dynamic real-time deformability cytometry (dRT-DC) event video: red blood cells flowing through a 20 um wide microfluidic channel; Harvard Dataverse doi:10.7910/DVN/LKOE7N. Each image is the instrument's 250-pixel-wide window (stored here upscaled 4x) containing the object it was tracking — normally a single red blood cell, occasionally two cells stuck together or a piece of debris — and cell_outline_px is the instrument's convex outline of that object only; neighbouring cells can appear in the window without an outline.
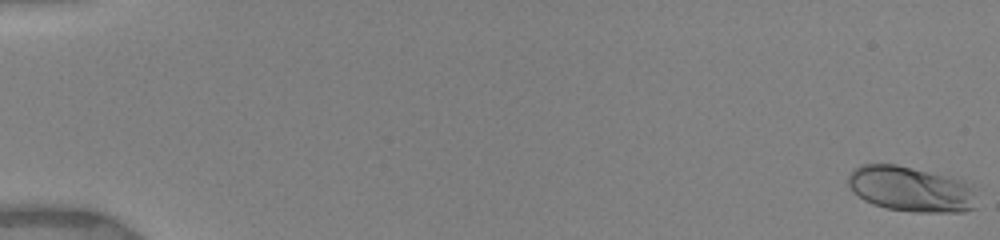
{"species": "human", "species_latin": "Homo sapiens", "temperature_condition": "warm", "stored_images_in_passage": 36, "camera_frame_rate_fps": 3000, "um_per_image_px": 0.085, "donor": {"sex": "female"}, "frame": {"image": 1, "passage_image": 1, "time_ms": 0.0, "image_size_px": [1000, 240], "cell_outline_px": [[976, 208], [964, 212], [916, 212], [884, 208], [872, 204], [864, 200], [848, 184], [848, 176], [852, 168], [860, 164], [896, 164], [948, 176], [964, 180], [972, 184], [976, 188]], "centroid_in_image_um": [77.48, 16.07], "position_along_channel_um": 7.5, "area_um2": 34.45}}
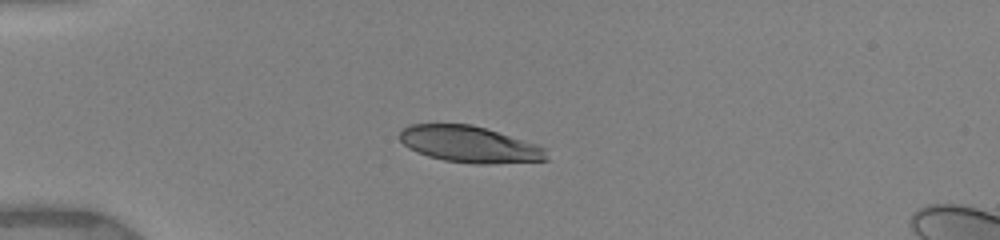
{"frame": {"image": 2, "passage_image": 29, "time_ms": 4.667, "image_size_px": [1000, 240], "cell_outline_px": [[548, 160], [488, 164], [476, 164], [444, 160], [428, 156], [416, 152], [408, 148], [400, 140], [400, 132], [408, 124], [472, 124], [536, 144], [544, 148], [548, 156]], "centroid_in_image_um": [39.88, 12.27], "position_along_channel_um": 45.1, "area_um2": 30.98}}